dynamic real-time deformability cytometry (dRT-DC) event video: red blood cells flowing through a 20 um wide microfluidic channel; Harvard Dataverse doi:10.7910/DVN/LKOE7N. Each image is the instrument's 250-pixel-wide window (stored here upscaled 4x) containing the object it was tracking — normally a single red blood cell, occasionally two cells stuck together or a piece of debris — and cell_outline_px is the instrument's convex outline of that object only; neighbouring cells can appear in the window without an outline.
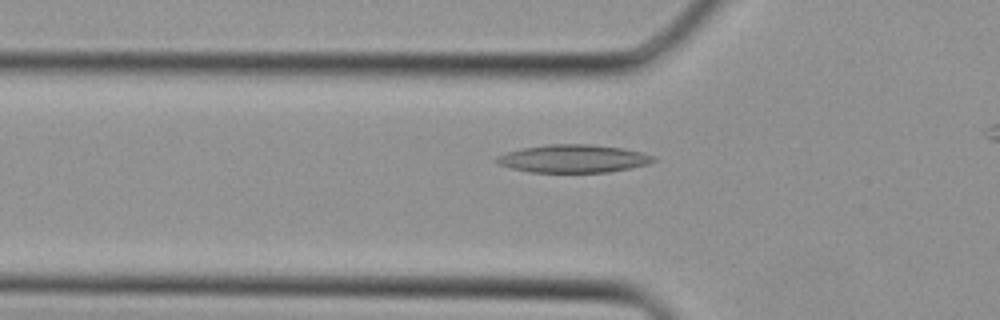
{"species": "Egyptian fruit bat (a non-hibernating species)", "species_latin": "Rousettus aegyptiacus", "temperature_condition": "cold", "stored_images_in_passage": 29, "camera_frame_rate_fps": 3000, "um_per_image_px": 0.085, "animal": {"sex": "female"}, "frame": {"image": 1, "passage_image": 9, "time_ms": 2.667, "image_size_px": [1000, 320], "cell_outline_px": [[656, 160], [648, 164], [632, 168], [608, 172], [528, 172], [512, 168], [500, 164], [492, 160], [496, 156], [504, 152], [520, 148], [548, 144], [588, 144], [620, 148], [640, 152], [656, 156]], "centroid_in_image_um": [48.69, 13.48], "position_along_channel_um": 77.1, "area_um2": 25.66}}
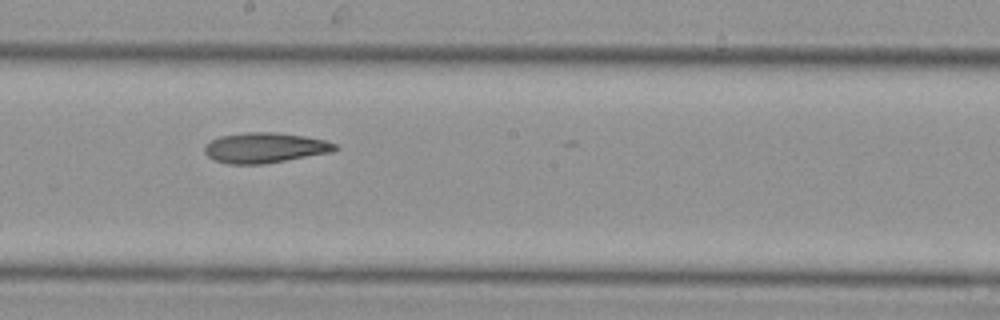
{"frame": {"image": 2, "passage_image": 17, "time_ms": 5.333, "image_size_px": [1000, 320], "cell_outline_px": [[340, 148], [332, 152], [264, 164], [228, 164], [216, 160], [208, 156], [204, 152], [204, 144], [220, 136], [248, 132], [272, 132], [304, 136], [324, 140], [336, 144]], "centroid_in_image_um": [22.51, 12.56], "position_along_channel_um": 225.7, "area_um2": 22.95}}
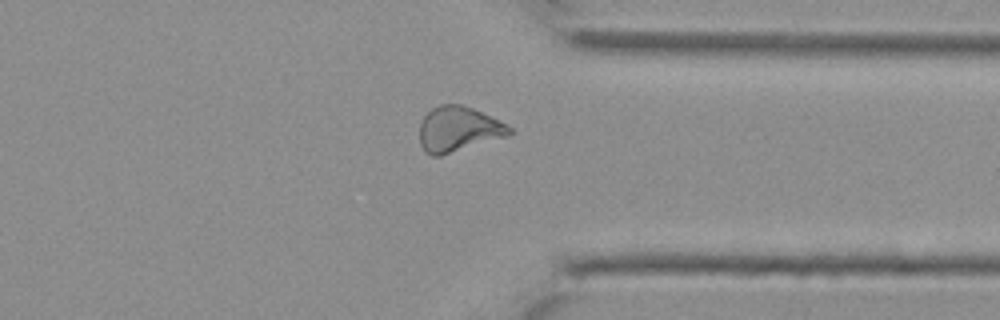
{"frame": {"image": 3, "passage_image": 25, "time_ms": 8.0, "image_size_px": [1000, 320], "cell_outline_px": [[512, 132], [508, 136], [440, 156], [432, 156], [424, 152], [420, 144], [420, 124], [424, 116], [432, 108], [440, 104], [460, 104], [472, 108], [512, 128]], "centroid_in_image_um": [38.92, 11.0], "position_along_channel_um": 372.5, "area_um2": 23.41}}